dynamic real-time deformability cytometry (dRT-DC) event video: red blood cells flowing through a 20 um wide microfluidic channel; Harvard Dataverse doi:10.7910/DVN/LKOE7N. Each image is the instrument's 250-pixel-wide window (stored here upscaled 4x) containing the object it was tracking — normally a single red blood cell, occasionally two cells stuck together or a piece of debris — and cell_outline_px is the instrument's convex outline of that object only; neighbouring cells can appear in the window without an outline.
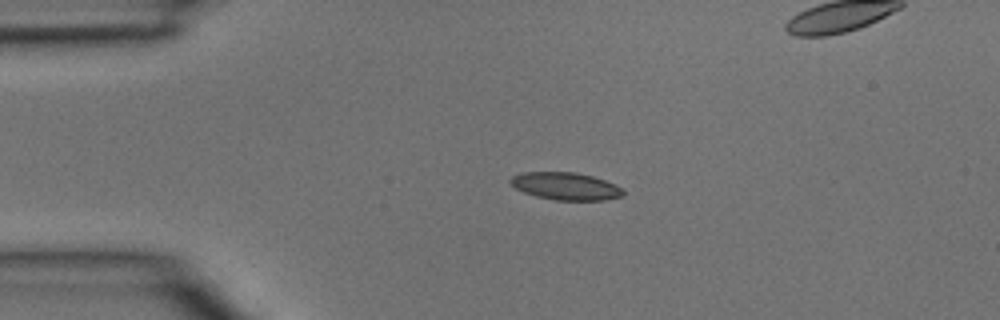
{"species": "common noctule bat (a hibernating species)", "species_latin": "Nyctalus noctula", "temperature_condition": "room temperature", "stored_images_in_passage": 4, "camera_frame_rate_fps": 3000, "um_per_image_px": 0.085, "animal": {"sex": "male", "body_mass_g": 15.6}, "frame": {"image": 1, "passage_image": 2, "time_ms": 0.333, "image_size_px": [1000, 320], "cell_outline_px": [[624, 196], [604, 200], [556, 200], [536, 196], [524, 192], [516, 188], [508, 180], [512, 176], [524, 172], [576, 172], [592, 176], [604, 180], [624, 188]], "centroid_in_image_um": [48.11, 15.82], "position_along_channel_um": 36.9, "area_um2": 18.03}}